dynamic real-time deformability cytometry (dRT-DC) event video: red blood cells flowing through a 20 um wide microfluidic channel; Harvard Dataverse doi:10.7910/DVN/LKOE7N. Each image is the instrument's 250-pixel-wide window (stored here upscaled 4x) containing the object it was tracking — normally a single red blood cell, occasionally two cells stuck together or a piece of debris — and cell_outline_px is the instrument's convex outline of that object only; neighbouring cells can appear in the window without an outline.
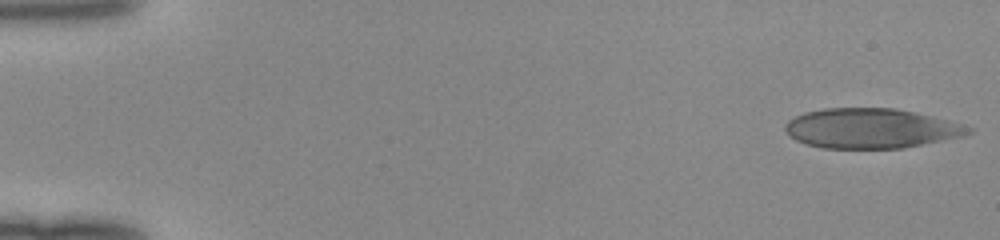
{"species": "human", "species_latin": "Homo sapiens", "temperature_condition": "room temperature", "stored_images_in_passage": 48, "camera_frame_rate_fps": 3000, "um_per_image_px": 0.085, "donor": {"sex": "female"}, "frame": {"image": 1, "passage_image": 1, "time_ms": 0.0, "image_size_px": [1000, 240], "cell_outline_px": [[976, 128], [972, 132], [964, 136], [904, 148], [824, 148], [808, 144], [796, 140], [788, 136], [784, 128], [784, 124], [788, 120], [804, 112], [824, 108], [892, 108], [912, 112], [948, 120]], "centroid_in_image_um": [74.03, 10.91], "position_along_channel_um": 11.0, "area_um2": 42.54}}
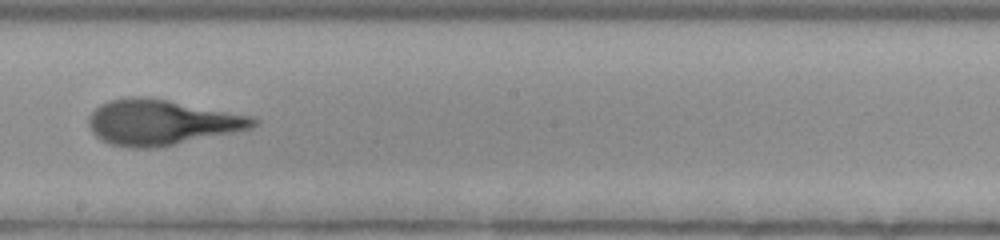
{"frame": {"image": 2, "passage_image": 28, "time_ms": 9.0, "image_size_px": [1000, 240], "cell_outline_px": [[260, 124], [252, 128], [156, 148], [128, 148], [112, 144], [100, 140], [92, 132], [88, 124], [88, 116], [100, 104], [108, 100], [128, 96], [148, 96], [252, 116], [260, 120]], "centroid_in_image_um": [13.7, 10.39], "position_along_channel_um": 234.5, "area_um2": 43.75}}
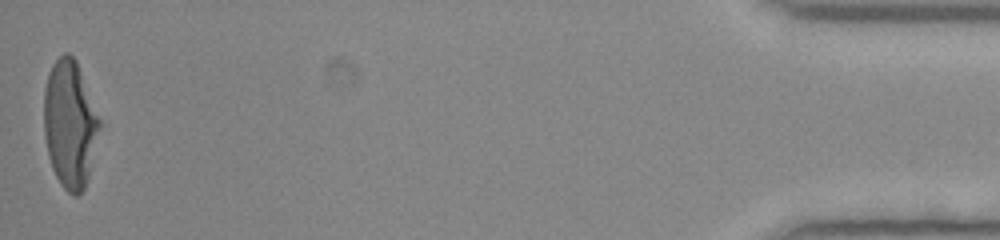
{"frame": {"image": 3, "passage_image": 48, "time_ms": 15.667, "image_size_px": [1000, 240], "cell_outline_px": [[100, 128], [88, 176], [84, 188], [76, 196], [72, 196], [60, 184], [52, 168], [48, 156], [44, 136], [44, 88], [48, 72], [52, 64], [64, 52], [68, 52], [76, 60], [100, 120]], "centroid_in_image_um": [5.91, 10.54], "position_along_channel_um": 429.3, "area_um2": 41.1}}